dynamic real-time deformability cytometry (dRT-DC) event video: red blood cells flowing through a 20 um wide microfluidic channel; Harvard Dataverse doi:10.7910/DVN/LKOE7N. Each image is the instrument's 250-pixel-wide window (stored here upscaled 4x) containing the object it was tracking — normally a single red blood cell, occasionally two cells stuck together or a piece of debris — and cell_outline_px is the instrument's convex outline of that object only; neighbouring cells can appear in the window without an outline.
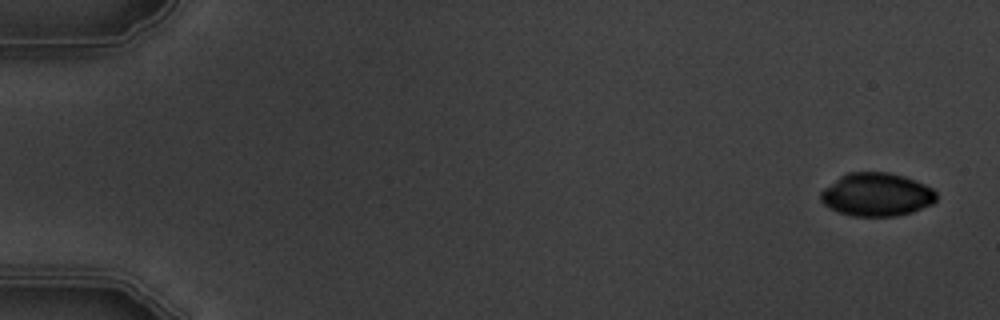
{"species": "common noctule bat (a hibernating species)", "species_latin": "Nyctalus noctula", "temperature_condition": "warm", "stored_images_in_passage": 9, "camera_frame_rate_fps": 3000, "um_per_image_px": 0.085, "animal": {"sex": "male", "body_mass_g": 19.5, "forearm_length_mm": 54.6}, "frame": {"image": 1, "passage_image": 1, "time_ms": 0.0, "image_size_px": [1000, 320], "cell_outline_px": [[936, 200], [932, 204], [912, 212], [896, 216], [852, 216], [840, 212], [824, 204], [820, 200], [820, 192], [824, 188], [840, 176], [848, 172], [888, 172], [904, 176], [916, 180], [932, 188], [936, 192]], "centroid_in_image_um": [74.52, 16.53], "position_along_channel_um": 10.5, "area_um2": 29.13}}
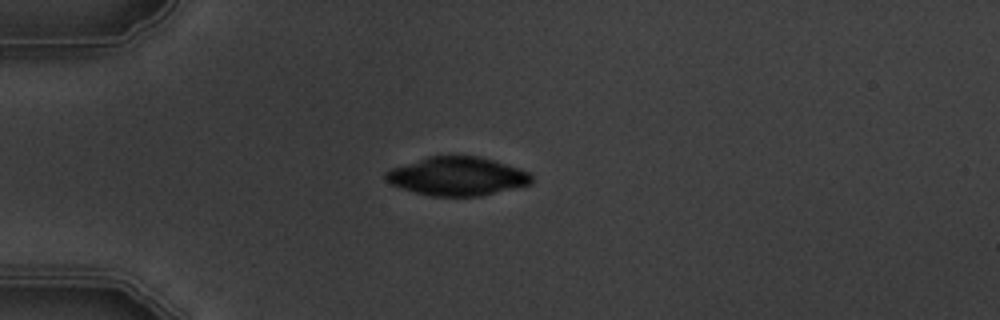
{"frame": {"image": 2, "passage_image": 4, "time_ms": 4.333, "image_size_px": [1000, 320], "cell_outline_px": [[532, 184], [480, 196], [432, 196], [416, 192], [392, 184], [384, 180], [384, 172], [392, 168], [428, 156], [480, 156], [528, 172], [532, 176]], "centroid_in_image_um": [38.85, 14.98], "position_along_channel_um": 46.2, "area_um2": 32.43}}